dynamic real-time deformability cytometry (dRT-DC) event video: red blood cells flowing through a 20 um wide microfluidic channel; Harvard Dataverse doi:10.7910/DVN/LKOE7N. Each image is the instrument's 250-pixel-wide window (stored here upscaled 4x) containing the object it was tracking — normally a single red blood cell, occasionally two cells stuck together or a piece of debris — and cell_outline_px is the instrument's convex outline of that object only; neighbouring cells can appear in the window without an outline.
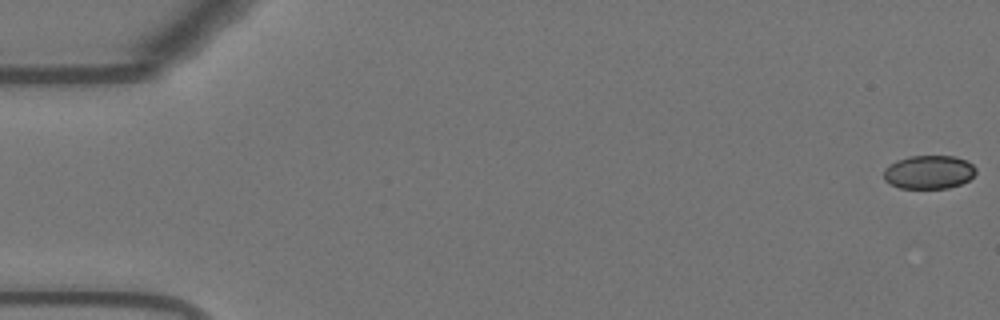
{"species": "Egyptian fruit bat (a non-hibernating species)", "species_latin": "Rousettus aegyptiacus", "temperature_condition": "warm", "stored_images_in_passage": 31, "camera_frame_rate_fps": 3000, "um_per_image_px": 0.085, "animal": {"sex": "female"}, "frame": {"image": 1, "passage_image": 1, "time_ms": 0.0, "image_size_px": [1000, 320], "cell_outline_px": [[976, 172], [968, 180], [960, 184], [948, 188], [900, 188], [888, 184], [884, 180], [884, 168], [888, 164], [896, 160], [908, 156], [956, 156], [972, 164], [976, 168]], "centroid_in_image_um": [78.91, 14.62], "position_along_channel_um": 6.1, "area_um2": 18.15}}
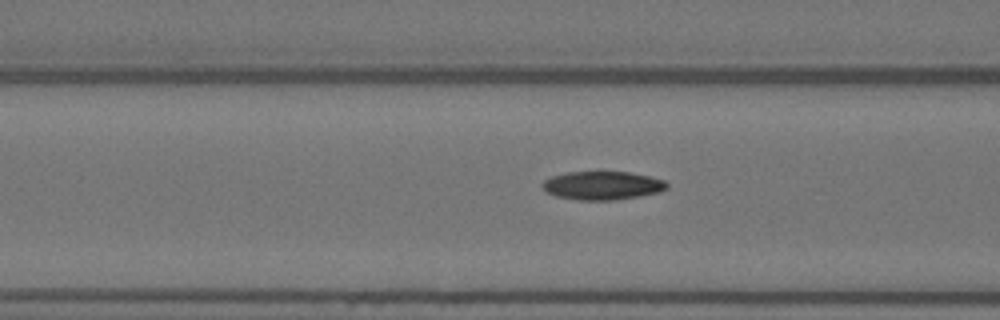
{"frame": {"image": 2, "passage_image": 22, "time_ms": 7.0, "image_size_px": [1000, 320], "cell_outline_px": [[668, 188], [660, 192], [616, 200], [576, 200], [556, 196], [548, 192], [540, 184], [544, 180], [552, 176], [568, 172], [600, 168], [628, 172], [652, 176], [664, 180], [668, 184]], "centroid_in_image_um": [51.21, 15.72], "position_along_channel_um": 115.4, "area_um2": 21.56}}
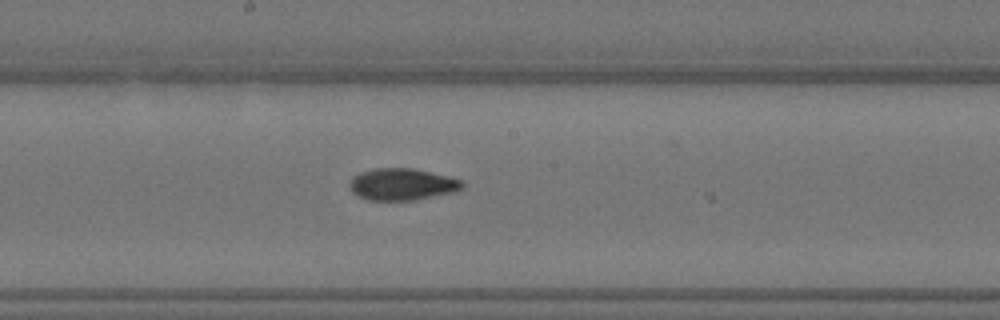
{"frame": {"image": 3, "passage_image": 30, "time_ms": 9.667, "image_size_px": [1000, 320], "cell_outline_px": [[464, 188], [456, 192], [416, 200], [368, 200], [356, 196], [352, 192], [348, 184], [352, 176], [360, 172], [372, 168], [412, 168], [448, 176], [460, 180], [464, 184]], "centroid_in_image_um": [34.15, 15.67], "position_along_channel_um": 214.0, "area_um2": 21.21}}